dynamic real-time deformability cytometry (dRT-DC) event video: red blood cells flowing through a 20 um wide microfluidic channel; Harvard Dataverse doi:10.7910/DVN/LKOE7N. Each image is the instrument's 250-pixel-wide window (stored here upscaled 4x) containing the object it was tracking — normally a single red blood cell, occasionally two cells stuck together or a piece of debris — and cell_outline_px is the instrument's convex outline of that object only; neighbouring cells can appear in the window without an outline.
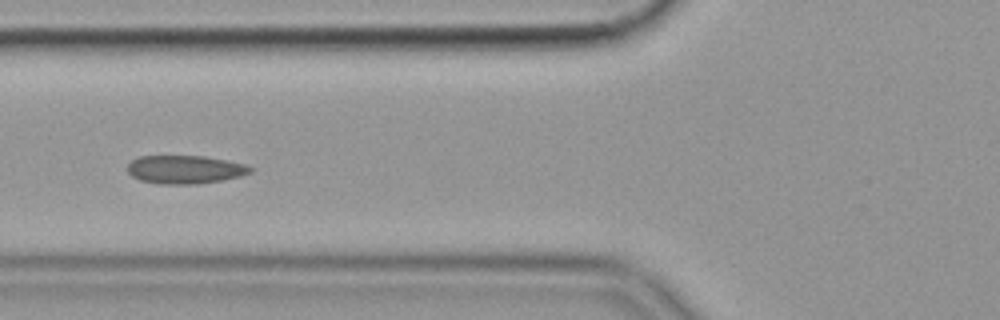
{"species": "common noctule bat (a hibernating species)", "species_latin": "Nyctalus noctula", "temperature_condition": "cold", "stored_images_in_passage": 51, "camera_frame_rate_fps": 3000, "um_per_image_px": 0.085, "animal": {"sex": "female", "body_mass_g": 19.9}, "frame": {"image": 1, "passage_image": 22, "time_ms": 7.0, "image_size_px": [1000, 320], "cell_outline_px": [[252, 172], [240, 176], [220, 180], [196, 184], [160, 184], [140, 180], [132, 176], [128, 172], [128, 164], [132, 160], [140, 156], [204, 156], [244, 164], [252, 168]], "centroid_in_image_um": [15.7, 14.41], "position_along_channel_um": 110.1, "area_um2": 20.06}, "authors_computed_cell_mechanics": {"area_um2": 20.519, "velocity_mm_per_s": 3.5427, "shape_relaxation_time_tau1_ms": null, "shape_relaxation_time_tau2_ms": 1.4095, "deformation_change_tau1": null, "deformation_change_tau2": 0.0841}}